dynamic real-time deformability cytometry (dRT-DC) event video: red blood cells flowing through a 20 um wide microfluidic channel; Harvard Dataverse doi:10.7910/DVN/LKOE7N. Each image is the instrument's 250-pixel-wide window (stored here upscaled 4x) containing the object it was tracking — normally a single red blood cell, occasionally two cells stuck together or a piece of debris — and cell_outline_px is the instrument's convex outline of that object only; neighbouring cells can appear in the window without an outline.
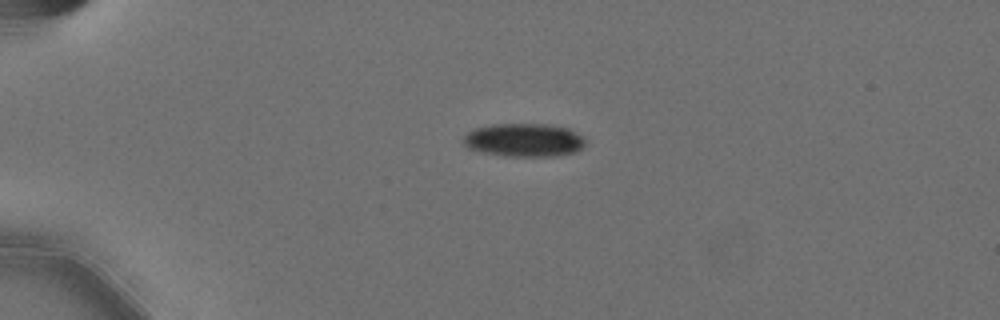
{"species": "Egyptian fruit bat (a non-hibernating species)", "species_latin": "Rousettus aegyptiacus", "temperature_condition": "cold", "stored_images_in_passage": 4, "camera_frame_rate_fps": 3000, "um_per_image_px": 0.085, "animal": {"sex": "female"}, "frame": {"image": 1, "passage_image": 1, "time_ms": 0.0, "image_size_px": [1000, 320], "cell_outline_px": [[584, 144], [576, 152], [556, 156], [504, 156], [484, 152], [468, 148], [460, 144], [460, 140], [472, 128], [492, 124], [548, 124], [568, 128], [584, 136]], "centroid_in_image_um": [44.49, 11.9], "position_along_channel_um": 40.5, "area_um2": 23.99}}